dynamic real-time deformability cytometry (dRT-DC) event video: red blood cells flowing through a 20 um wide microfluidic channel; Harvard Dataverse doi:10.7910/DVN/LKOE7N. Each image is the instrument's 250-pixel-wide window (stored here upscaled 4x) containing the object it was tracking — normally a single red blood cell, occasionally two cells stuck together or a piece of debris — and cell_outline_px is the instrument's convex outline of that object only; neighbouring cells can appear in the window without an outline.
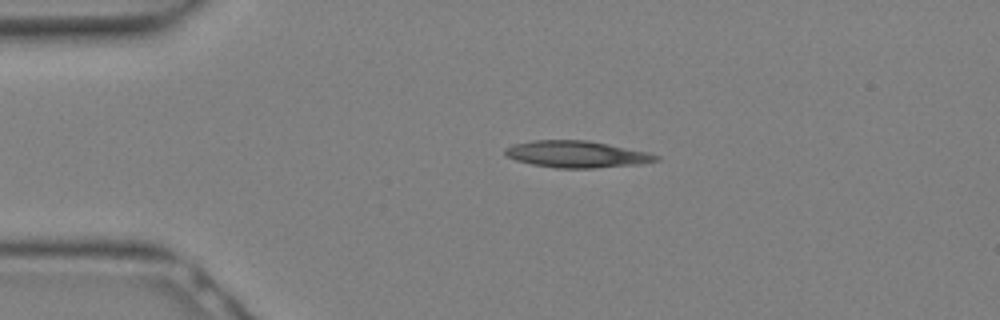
{"species": "Egyptian fruit bat (a non-hibernating species)", "species_latin": "Rousettus aegyptiacus", "temperature_condition": "warm", "stored_images_in_passage": 20, "camera_frame_rate_fps": 3000, "um_per_image_px": 0.085, "animal": {"sex": "female"}, "frame": {"image": 1, "passage_image": 5, "time_ms": 1.333, "image_size_px": [1000, 320], "cell_outline_px": [[660, 160], [640, 164], [596, 168], [556, 168], [532, 164], [516, 160], [508, 156], [504, 152], [504, 148], [512, 144], [532, 140], [588, 140], [648, 152], [660, 156]], "centroid_in_image_um": [49.02, 13.11], "position_along_channel_um": 36.0, "area_um2": 23.58}}
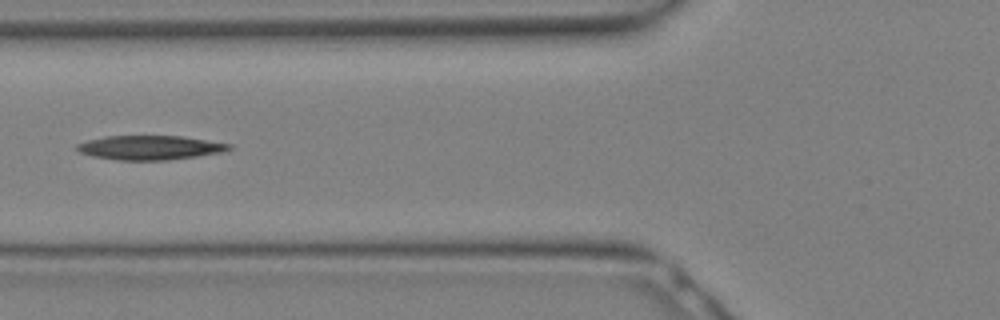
{"frame": {"image": 2, "passage_image": 10, "time_ms": 3.0, "image_size_px": [1000, 320], "cell_outline_px": [[232, 148], [224, 152], [168, 160], [116, 160], [92, 156], [80, 152], [76, 148], [76, 144], [88, 140], [104, 136], [184, 136], [232, 144]], "centroid_in_image_um": [12.76, 12.54], "position_along_channel_um": 113.0, "area_um2": 21.56}}
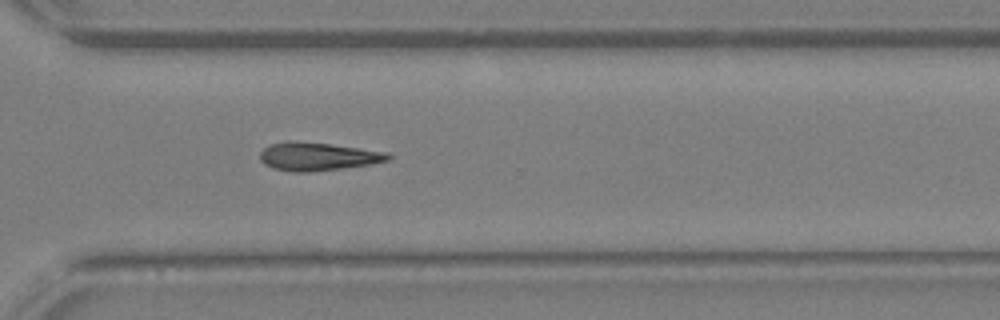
{"frame": {"image": 3, "passage_image": 20, "time_ms": 6.333, "image_size_px": [1000, 320], "cell_outline_px": [[392, 160], [372, 164], [308, 172], [296, 172], [272, 168], [264, 164], [260, 160], [260, 152], [268, 144], [288, 140], [328, 144], [392, 152]], "centroid_in_image_um": [27.04, 13.29], "position_along_channel_um": 343.6, "area_um2": 21.21}}